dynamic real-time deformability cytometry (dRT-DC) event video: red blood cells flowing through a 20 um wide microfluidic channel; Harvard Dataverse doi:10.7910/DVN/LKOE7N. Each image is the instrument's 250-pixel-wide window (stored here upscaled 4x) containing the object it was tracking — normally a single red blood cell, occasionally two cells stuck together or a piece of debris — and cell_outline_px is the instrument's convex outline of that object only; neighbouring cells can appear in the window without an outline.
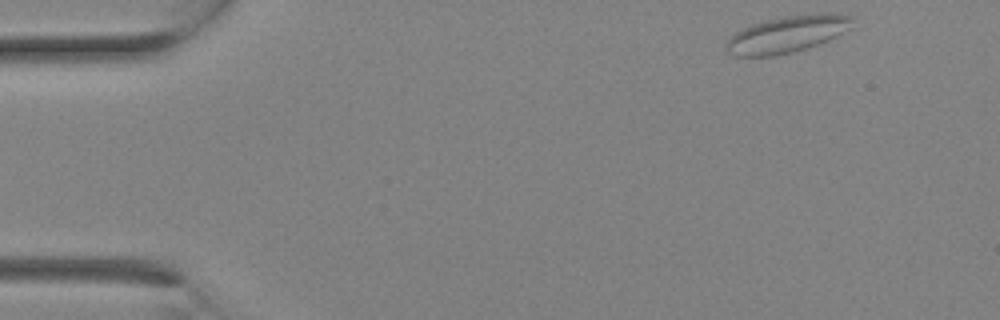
{"species": "Egyptian fruit bat (a non-hibernating species)", "species_latin": "Rousettus aegyptiacus", "temperature_condition": "room temperature", "stored_images_in_passage": 8, "camera_frame_rate_fps": 3000, "um_per_image_px": 0.085, "animal": {"sex": "female"}, "frame": {"image": 1, "passage_image": 1, "time_ms": 0.0, "image_size_px": [1000, 320], "cell_outline_px": [[856, 16], [852, 28], [820, 44], [792, 52], [772, 56], [736, 56], [728, 52], [728, 40], [736, 32], [752, 24], [784, 16], [820, 12], [832, 12]], "centroid_in_image_um": [67.04, 2.87], "position_along_channel_um": 18.0, "area_um2": 27.11}}